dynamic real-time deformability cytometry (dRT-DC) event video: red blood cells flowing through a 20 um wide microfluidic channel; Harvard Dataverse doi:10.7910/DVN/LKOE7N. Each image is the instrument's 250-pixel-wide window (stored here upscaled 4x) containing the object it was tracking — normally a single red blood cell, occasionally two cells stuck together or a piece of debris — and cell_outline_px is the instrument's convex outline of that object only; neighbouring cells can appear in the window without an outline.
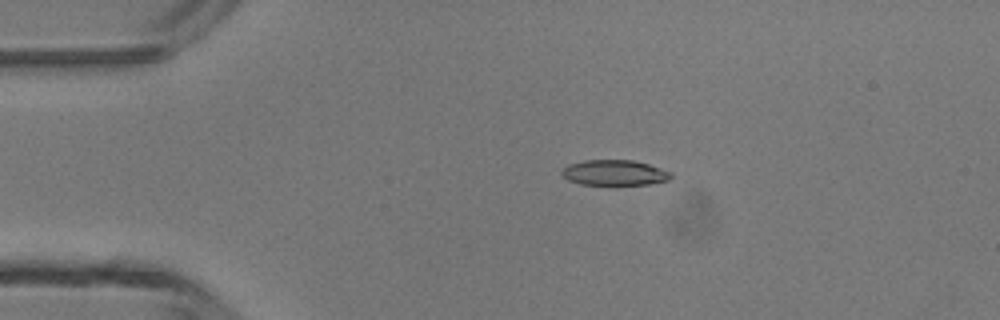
{"species": "common noctule bat (a hibernating species)", "species_latin": "Nyctalus noctula", "temperature_condition": "room temperature", "stored_images_in_passage": 5, "camera_frame_rate_fps": 3000, "um_per_image_px": 0.085, "animal": {"sex": "male", "body_mass_g": 13.3}, "frame": {"image": 1, "passage_image": 3, "time_ms": 2.667, "image_size_px": [1000, 320], "cell_outline_px": [[672, 176], [668, 180], [648, 184], [612, 188], [580, 184], [568, 180], [560, 172], [568, 164], [584, 160], [632, 160], [648, 164], [672, 172]], "centroid_in_image_um": [52.22, 14.73], "position_along_channel_um": 32.8, "area_um2": 16.99}}
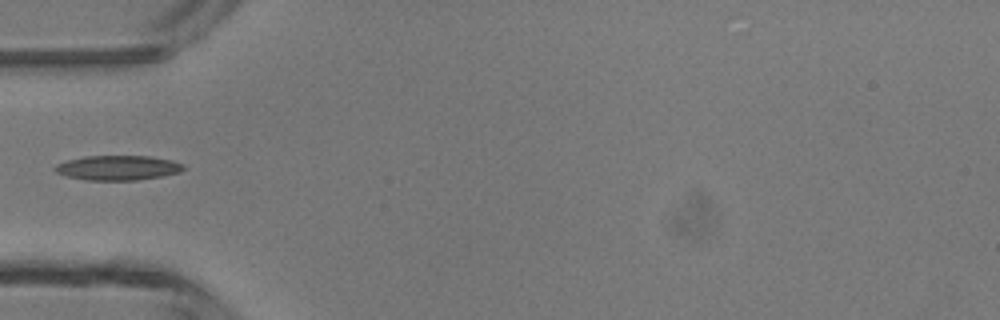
{"frame": {"image": 2, "passage_image": 5, "time_ms": 4.667, "image_size_px": [1000, 320], "cell_outline_px": [[184, 168], [180, 172], [160, 176], [136, 180], [84, 180], [68, 176], [56, 172], [52, 168], [56, 164], [68, 160], [84, 156], [148, 156], [172, 160], [184, 164]], "centroid_in_image_um": [10.0, 14.26], "position_along_channel_um": 75.0, "area_um2": 18.44}}